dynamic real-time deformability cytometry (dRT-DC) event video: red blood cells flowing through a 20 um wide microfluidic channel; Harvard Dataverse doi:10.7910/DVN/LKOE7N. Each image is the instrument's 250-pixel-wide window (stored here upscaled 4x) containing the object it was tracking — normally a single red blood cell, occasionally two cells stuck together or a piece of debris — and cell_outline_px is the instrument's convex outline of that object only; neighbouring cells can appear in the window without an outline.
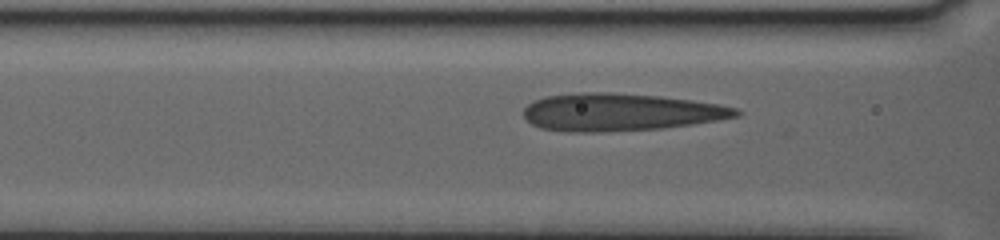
{"species": "human", "species_latin": "Homo sapiens", "temperature_condition": "warm", "stored_images_in_passage": 24, "camera_frame_rate_fps": 3000, "um_per_image_px": 0.085, "donor": {"sex": "female"}, "frame": {"image": 1, "passage_image": 21, "time_ms": 6.667, "image_size_px": [1000, 240], "cell_outline_px": [[740, 116], [716, 120], [660, 128], [596, 132], [572, 132], [540, 128], [532, 124], [524, 116], [524, 108], [528, 104], [544, 96], [580, 92], [612, 92], [656, 96], [692, 100], [716, 104], [736, 108], [740, 112]], "centroid_in_image_um": [52.67, 9.52], "position_along_channel_um": 113.9, "area_um2": 46.01}}